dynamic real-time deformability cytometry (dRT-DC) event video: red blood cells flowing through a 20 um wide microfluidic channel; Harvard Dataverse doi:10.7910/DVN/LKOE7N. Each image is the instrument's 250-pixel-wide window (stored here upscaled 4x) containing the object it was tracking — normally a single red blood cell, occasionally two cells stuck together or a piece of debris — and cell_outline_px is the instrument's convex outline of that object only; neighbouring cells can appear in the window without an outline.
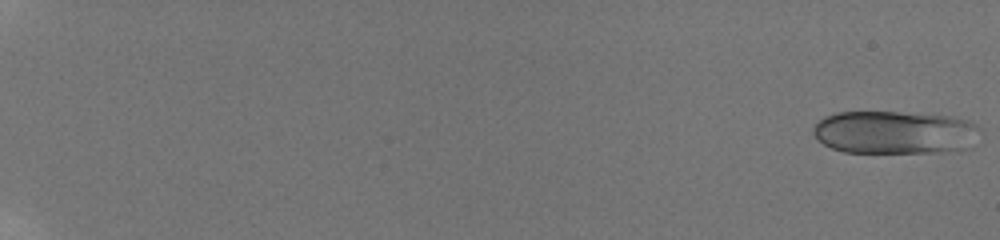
{"species": "human", "species_latin": "Homo sapiens", "temperature_condition": "room temperature", "stored_images_in_passage": 58, "camera_frame_rate_fps": 3000, "um_per_image_px": 0.085, "donor": {"sex": "male"}, "frame": {"image": 1, "passage_image": 1, "time_ms": 0.0, "image_size_px": [1000, 240], "cell_outline_px": [[976, 128], [972, 148], [956, 152], [844, 152], [832, 148], [824, 144], [812, 132], [812, 128], [824, 116], [836, 112], [896, 112], [948, 116], [968, 120], [976, 124]], "centroid_in_image_um": [76.04, 11.26], "position_along_channel_um": 9.0, "area_um2": 41.79}}
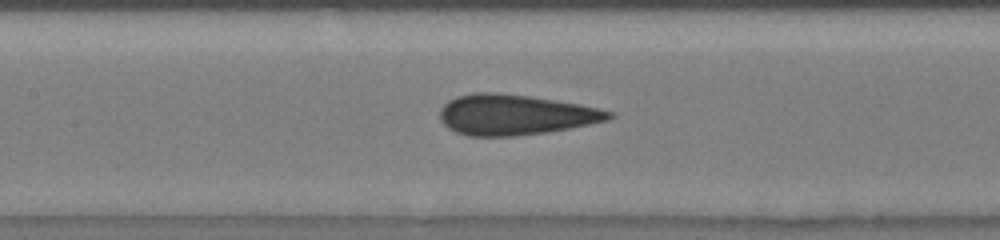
{"frame": {"image": 2, "passage_image": 32, "time_ms": 10.333, "image_size_px": [1000, 240], "cell_outline_px": [[616, 116], [608, 120], [548, 132], [512, 136], [468, 136], [456, 132], [448, 128], [440, 120], [440, 108], [448, 100], [456, 96], [476, 92], [496, 92], [528, 96], [576, 104], [596, 108], [612, 112]], "centroid_in_image_um": [43.72, 9.75], "position_along_channel_um": 163.7, "area_um2": 39.54}}
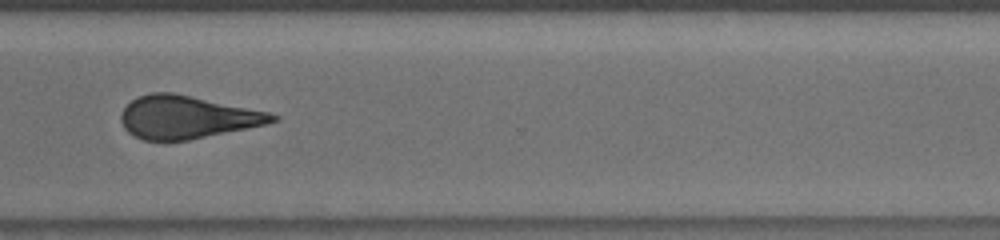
{"frame": {"image": 3, "passage_image": 47, "time_ms": 15.333, "image_size_px": [1000, 240], "cell_outline_px": [[280, 120], [268, 124], [188, 140], [144, 140], [128, 132], [124, 128], [120, 120], [120, 112], [136, 96], [152, 92], [172, 92], [268, 112], [280, 116]], "centroid_in_image_um": [15.88, 9.95], "position_along_channel_um": 354.7, "area_um2": 37.63}, "authors_computed_cell_mechanics": {"area_um2": 38.8127, "velocity_mm_per_s": 3.8269, "shape_relaxation_time_tau1_ms": 9.3793, "shape_relaxation_time_tau2_ms": 1.6559, "deformation_change_tau1": 0.1494, "deformation_change_tau2": 0.0491}}